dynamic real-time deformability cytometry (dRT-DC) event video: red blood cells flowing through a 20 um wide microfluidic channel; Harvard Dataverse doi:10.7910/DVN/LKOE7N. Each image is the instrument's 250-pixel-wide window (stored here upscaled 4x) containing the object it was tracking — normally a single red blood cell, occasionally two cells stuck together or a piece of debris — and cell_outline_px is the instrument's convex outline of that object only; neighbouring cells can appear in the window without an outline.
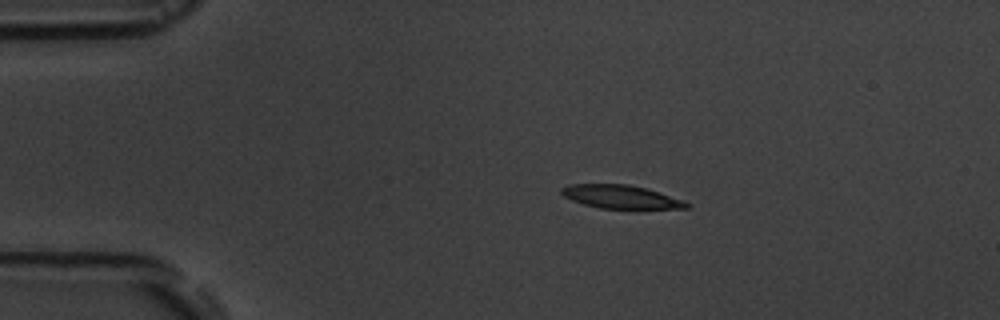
{"species": "common noctule bat (a hibernating species)", "species_latin": "Nyctalus noctula", "temperature_condition": "room temperature", "stored_images_in_passage": 2, "camera_frame_rate_fps": 3000, "um_per_image_px": 0.085, "animal": {"sex": "male", "body_mass_g": 19.5, "forearm_length_mm": 54.6}, "frame": {"image": 1, "passage_image": 1, "time_ms": 0.0, "image_size_px": [1000, 320], "cell_outline_px": [[692, 204], [688, 208], [600, 208], [584, 204], [572, 200], [564, 196], [560, 192], [560, 188], [568, 184], [628, 184], [644, 188]], "centroid_in_image_um": [52.68, 16.72], "position_along_channel_um": 32.3, "area_um2": 16.59}}